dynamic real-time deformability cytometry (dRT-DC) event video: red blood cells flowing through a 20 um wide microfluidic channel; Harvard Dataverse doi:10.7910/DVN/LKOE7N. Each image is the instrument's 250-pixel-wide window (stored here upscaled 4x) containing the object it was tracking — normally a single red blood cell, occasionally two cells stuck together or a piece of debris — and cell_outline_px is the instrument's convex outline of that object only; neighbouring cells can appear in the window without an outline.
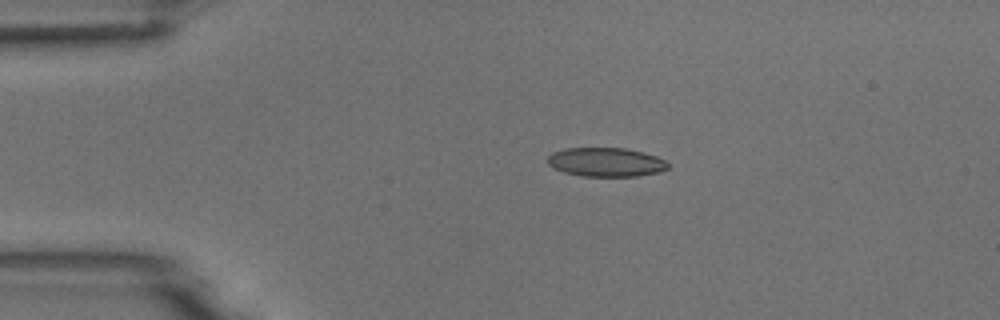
{"species": "common noctule bat (a hibernating species)", "species_latin": "Nyctalus noctula", "temperature_condition": "room temperature", "stored_images_in_passage": 4, "camera_frame_rate_fps": 3000, "um_per_image_px": 0.085, "animal": {"sex": "male", "body_mass_g": 18.8}, "frame": {"image": 1, "passage_image": 3, "time_ms": 3.333, "image_size_px": [1000, 320], "cell_outline_px": [[668, 168], [660, 172], [636, 176], [584, 176], [564, 172], [552, 168], [548, 164], [548, 156], [552, 152], [564, 148], [624, 148], [644, 152], [656, 156], [664, 160], [668, 164]], "centroid_in_image_um": [51.49, 13.78], "position_along_channel_um": 33.5, "area_um2": 20.35}}